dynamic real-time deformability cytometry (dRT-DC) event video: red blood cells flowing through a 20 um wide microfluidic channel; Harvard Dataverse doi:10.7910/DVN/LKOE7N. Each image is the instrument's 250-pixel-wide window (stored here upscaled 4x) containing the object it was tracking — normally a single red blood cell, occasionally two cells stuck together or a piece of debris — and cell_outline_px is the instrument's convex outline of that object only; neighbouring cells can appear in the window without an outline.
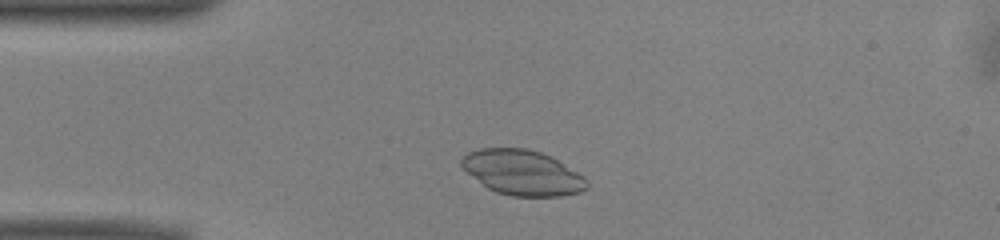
{"species": "common noctule bat (a hibernating species)", "species_latin": "Nyctalus noctula", "temperature_condition": "warm", "stored_images_in_passage": 44, "camera_frame_rate_fps": 3000, "um_per_image_px": 0.085, "animal": {"sex": "male", "body_mass_g": 13.0, "forearm_length_mm": 53.1}, "frame": {"image": 1, "passage_image": 5, "time_ms": 1.333, "image_size_px": [1000, 240], "cell_outline_px": [[588, 188], [580, 192], [560, 196], [512, 196], [496, 192], [488, 188], [468, 172], [460, 164], [460, 160], [468, 152], [480, 148], [528, 148], [552, 156], [584, 176], [588, 180]], "centroid_in_image_um": [44.44, 14.66], "position_along_channel_um": 40.6, "area_um2": 32.89}}